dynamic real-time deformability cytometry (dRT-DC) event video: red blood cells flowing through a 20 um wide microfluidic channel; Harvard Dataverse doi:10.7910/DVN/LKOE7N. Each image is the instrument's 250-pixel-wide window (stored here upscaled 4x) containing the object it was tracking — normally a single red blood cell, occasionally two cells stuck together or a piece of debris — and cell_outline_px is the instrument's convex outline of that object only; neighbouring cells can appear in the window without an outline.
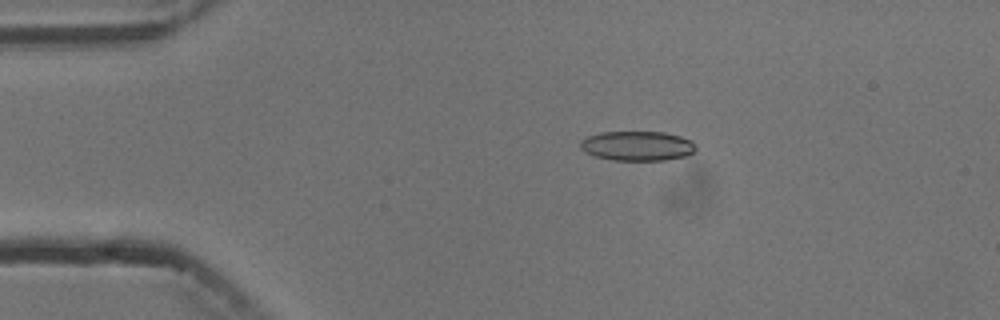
{"species": "common noctule bat (a hibernating species)", "species_latin": "Nyctalus noctula", "temperature_condition": "cold", "stored_images_in_passage": 3, "camera_frame_rate_fps": 3000, "um_per_image_px": 0.085, "animal": {"sex": "male", "body_mass_g": 13.3}, "frame": {"image": 1, "passage_image": 1, "time_ms": 0.0, "image_size_px": [1000, 320], "cell_outline_px": [[696, 148], [692, 152], [684, 156], [664, 160], [612, 160], [592, 156], [584, 152], [580, 148], [580, 140], [588, 136], [600, 132], [664, 132], [680, 136], [692, 140], [696, 144]], "centroid_in_image_um": [54.13, 12.4], "position_along_channel_um": 30.9, "area_um2": 20.06}}
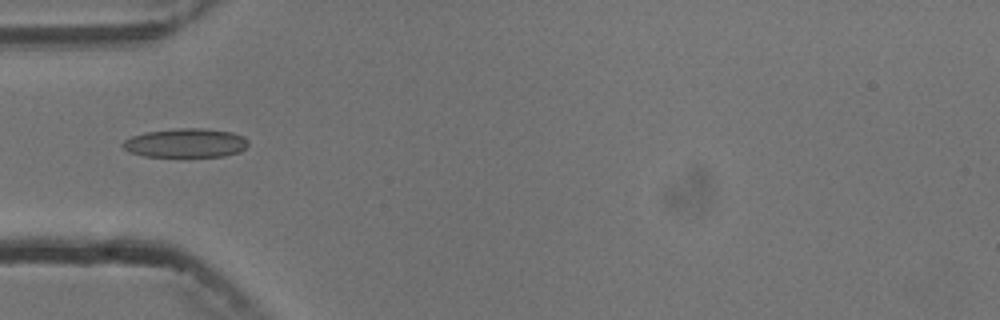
{"frame": {"image": 2, "passage_image": 3, "time_ms": 2.333, "image_size_px": [1000, 320], "cell_outline_px": [[248, 144], [240, 152], [224, 156], [144, 156], [128, 152], [120, 144], [124, 140], [132, 136], [144, 132], [176, 128], [204, 128], [232, 132], [244, 136], [248, 140]], "centroid_in_image_um": [15.77, 12.14], "position_along_channel_um": 69.2, "area_um2": 21.33}}